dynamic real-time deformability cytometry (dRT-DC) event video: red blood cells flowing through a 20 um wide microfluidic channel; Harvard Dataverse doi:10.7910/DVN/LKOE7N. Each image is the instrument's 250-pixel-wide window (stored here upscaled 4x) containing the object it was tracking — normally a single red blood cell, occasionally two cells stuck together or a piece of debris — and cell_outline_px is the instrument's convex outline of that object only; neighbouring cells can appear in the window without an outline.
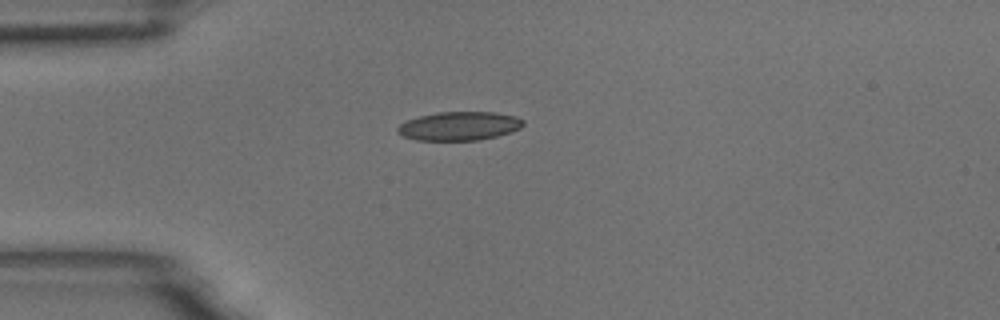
{"species": "common noctule bat (a hibernating species)", "species_latin": "Nyctalus noctula", "temperature_condition": "room temperature", "stored_images_in_passage": 16, "camera_frame_rate_fps": 3000, "um_per_image_px": 0.085, "animal": {"sex": "male", "body_mass_g": 18.8}, "frame": {"image": 1, "passage_image": 5, "time_ms": 1.333, "image_size_px": [1000, 320], "cell_outline_px": [[524, 124], [520, 128], [512, 132], [496, 136], [476, 140], [416, 140], [404, 136], [396, 132], [396, 128], [400, 124], [408, 120], [420, 116], [436, 112], [496, 112], [516, 116], [524, 120]], "centroid_in_image_um": [39.05, 10.71], "position_along_channel_um": 46.0, "area_um2": 21.04}}
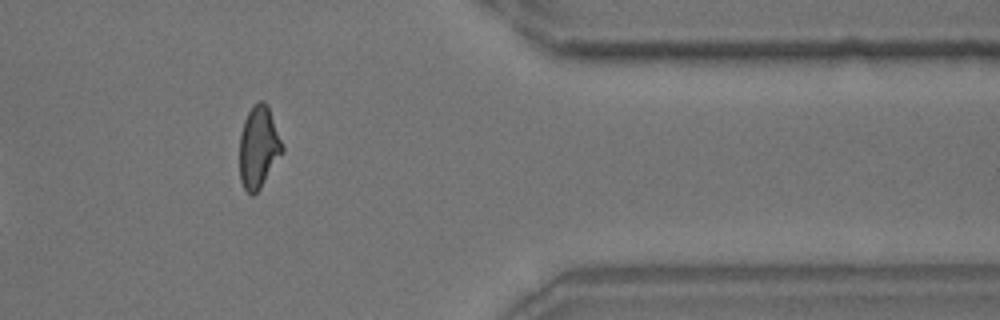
{"frame": {"image": 2, "passage_image": 14, "time_ms": 4.333, "image_size_px": [1000, 320], "cell_outline_px": [[284, 152], [260, 188], [252, 196], [244, 188], [240, 180], [240, 132], [244, 120], [248, 112], [260, 100], [264, 100], [268, 104], [284, 148]], "centroid_in_image_um": [21.99, 12.51], "position_along_channel_um": 389.4, "area_um2": 20.4}}
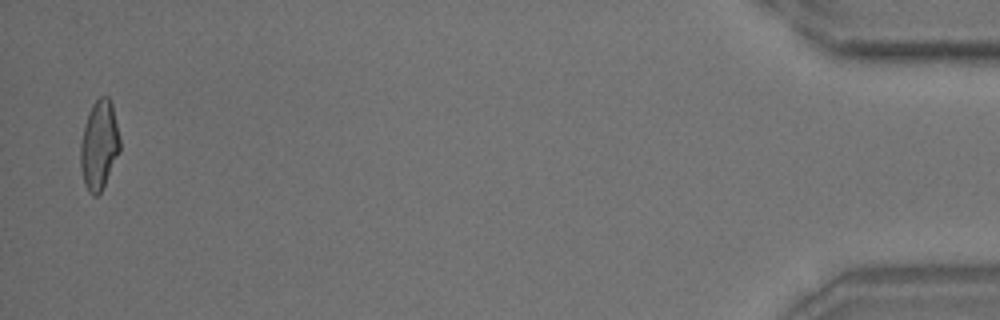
{"frame": {"image": 3, "passage_image": 16, "time_ms": 5.0, "image_size_px": [1000, 320], "cell_outline_px": [[120, 152], [100, 192], [96, 196], [92, 196], [88, 192], [84, 184], [80, 168], [80, 144], [84, 124], [92, 104], [100, 96], [108, 96], [112, 104], [120, 140]], "centroid_in_image_um": [8.41, 12.34], "position_along_channel_um": 426.8, "area_um2": 20.52}}